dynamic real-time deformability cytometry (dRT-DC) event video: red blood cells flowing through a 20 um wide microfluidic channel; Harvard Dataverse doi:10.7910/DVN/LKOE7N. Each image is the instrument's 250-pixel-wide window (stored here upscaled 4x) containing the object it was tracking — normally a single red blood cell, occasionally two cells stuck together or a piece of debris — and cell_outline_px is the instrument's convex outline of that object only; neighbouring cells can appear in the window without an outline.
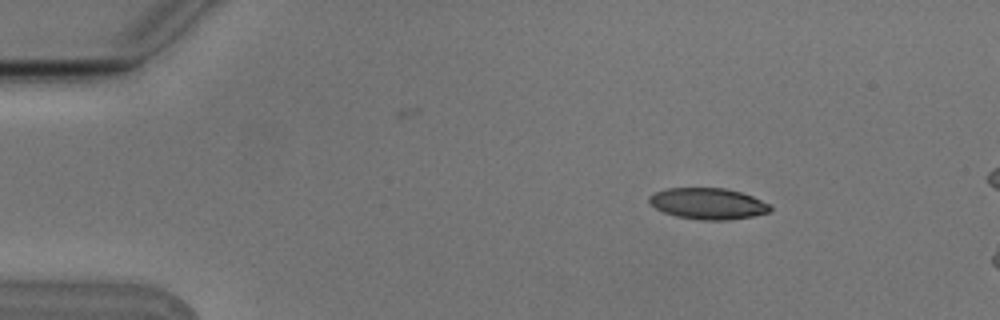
{"species": "Egyptian fruit bat (a non-hibernating species)", "species_latin": "Rousettus aegyptiacus", "temperature_condition": "cold", "stored_images_in_passage": 3, "camera_frame_rate_fps": 3000, "um_per_image_px": 0.085, "animal": {"sex": "male"}, "frame": {"image": 1, "passage_image": 1, "time_ms": 0.0, "image_size_px": [1000, 320], "cell_outline_px": [[772, 212], [752, 216], [728, 220], [700, 220], [676, 216], [664, 212], [656, 208], [648, 200], [648, 196], [656, 192], [668, 188], [724, 188], [740, 192], [752, 196], [772, 204]], "centroid_in_image_um": [60.22, 17.31], "position_along_channel_um": 24.8, "area_um2": 22.08}}